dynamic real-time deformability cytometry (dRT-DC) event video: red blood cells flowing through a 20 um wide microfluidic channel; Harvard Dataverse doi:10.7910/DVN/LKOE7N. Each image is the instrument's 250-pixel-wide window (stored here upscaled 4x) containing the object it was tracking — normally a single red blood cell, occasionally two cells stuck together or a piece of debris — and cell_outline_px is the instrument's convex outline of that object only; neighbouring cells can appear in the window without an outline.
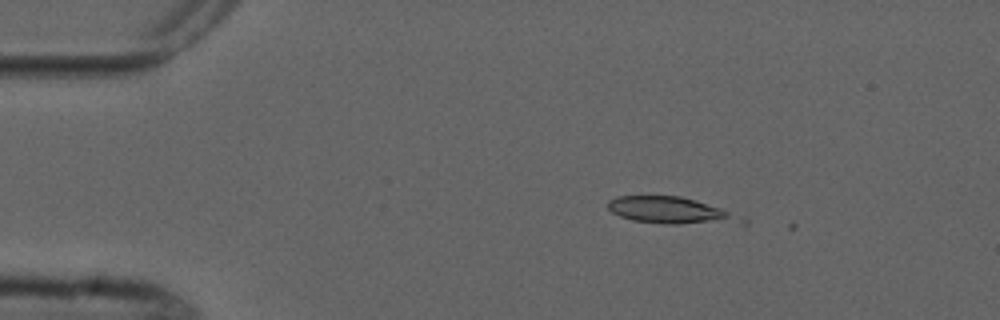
{"species": "common noctule bat (a hibernating species)", "species_latin": "Nyctalus noctula", "temperature_condition": "cold", "stored_images_in_passage": 5, "camera_frame_rate_fps": 3000, "um_per_image_px": 0.085, "animal": {"sex": "male", "forearm_length_mm": 52.5}, "frame": {"image": 1, "passage_image": 2, "time_ms": 1.333, "image_size_px": [1000, 320], "cell_outline_px": [[748, 224], [664, 224], [632, 220], [620, 216], [612, 212], [608, 208], [608, 200], [616, 196], [680, 196], [696, 200], [744, 216], [748, 220]], "centroid_in_image_um": [57.12, 17.92], "position_along_channel_um": 27.9, "area_um2": 21.21}}
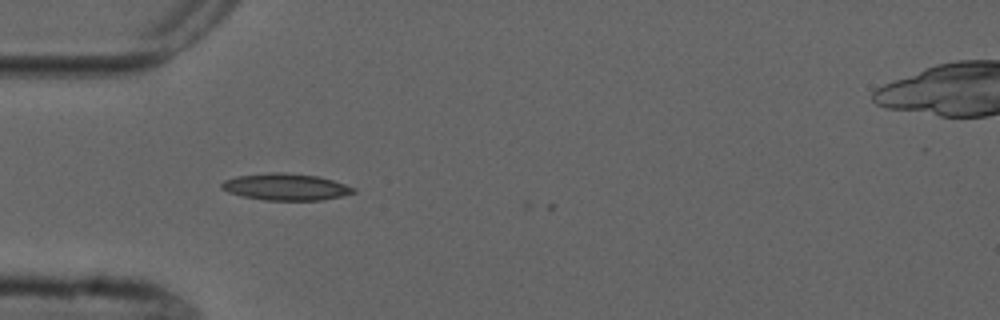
{"frame": {"image": 2, "passage_image": 4, "time_ms": 3.667, "image_size_px": [1000, 320], "cell_outline_px": [[356, 192], [324, 200], [264, 200], [244, 196], [228, 192], [220, 188], [220, 184], [224, 180], [236, 176], [268, 172], [284, 172], [316, 176], [332, 180], [356, 188]], "centroid_in_image_um": [24.26, 15.88], "position_along_channel_um": 60.7, "area_um2": 20.52}}